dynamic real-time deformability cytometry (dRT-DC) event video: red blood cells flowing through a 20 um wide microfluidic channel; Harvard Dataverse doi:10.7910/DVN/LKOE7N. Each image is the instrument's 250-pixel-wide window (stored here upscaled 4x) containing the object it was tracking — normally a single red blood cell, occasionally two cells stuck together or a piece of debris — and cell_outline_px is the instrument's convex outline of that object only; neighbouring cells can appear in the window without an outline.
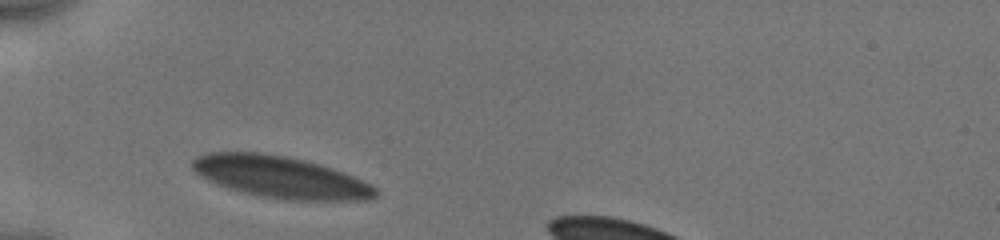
{"species": "human", "species_latin": "Homo sapiens", "temperature_condition": "cold", "stored_images_in_passage": 23, "camera_frame_rate_fps": 3000, "um_per_image_px": 0.085, "donor": {"sex": "male"}, "frame": {"image": 1, "passage_image": 1, "time_ms": 0.0, "image_size_px": [1000, 240], "cell_outline_px": [[380, 196], [368, 200], [288, 200], [260, 196], [244, 192], [208, 180], [200, 176], [192, 168], [192, 160], [196, 156], [208, 152], [260, 152], [288, 156], [320, 164], [344, 172], [372, 184], [380, 192]], "centroid_in_image_um": [23.9, 15.05], "position_along_channel_um": 61.1, "area_um2": 44.68}}
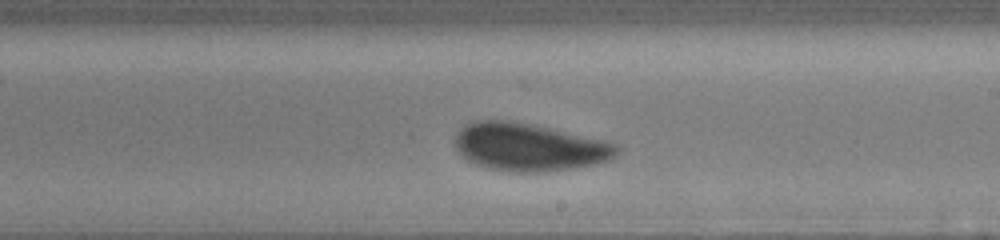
{"frame": {"image": 2, "passage_image": 12, "time_ms": 5.0, "image_size_px": [1000, 240], "cell_outline_px": [[620, 152], [616, 156], [608, 160], [592, 164], [544, 172], [512, 172], [488, 168], [476, 164], [468, 160], [456, 148], [456, 132], [464, 124], [472, 120], [508, 120], [548, 128], [604, 140], [616, 144], [620, 148]], "centroid_in_image_um": [44.95, 12.49], "position_along_channel_um": 244.1, "area_um2": 44.68}}
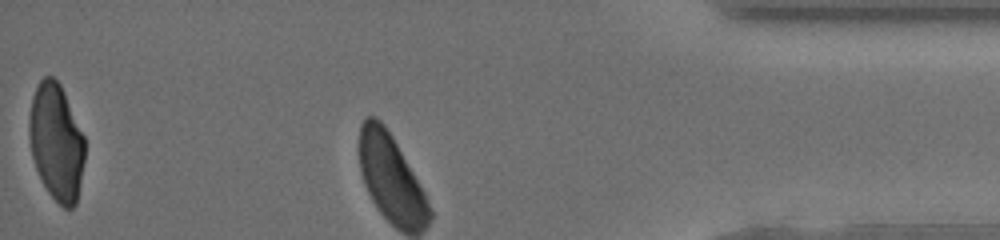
{"frame": {"image": 3, "passage_image": 23, "time_ms": 9.667, "image_size_px": [1000, 240], "cell_outline_px": [[84, 160], [76, 204], [72, 208], [64, 208], [48, 192], [36, 168], [32, 156], [28, 136], [28, 120], [32, 96], [40, 80], [44, 76], [52, 76], [60, 84], [64, 92], [84, 136]], "centroid_in_image_um": [4.77, 12.06], "position_along_channel_um": 430.4, "area_um2": 37.63}, "authors_computed_cell_mechanics": {"area_um2": 44.6794, "velocity_mm_per_s": 3.8906, "shape_relaxation_time_tau1_ms": 2.5895, "shape_relaxation_time_tau2_ms": null, "deformation_change_tau1": 0.0817, "deformation_change_tau2": null}}